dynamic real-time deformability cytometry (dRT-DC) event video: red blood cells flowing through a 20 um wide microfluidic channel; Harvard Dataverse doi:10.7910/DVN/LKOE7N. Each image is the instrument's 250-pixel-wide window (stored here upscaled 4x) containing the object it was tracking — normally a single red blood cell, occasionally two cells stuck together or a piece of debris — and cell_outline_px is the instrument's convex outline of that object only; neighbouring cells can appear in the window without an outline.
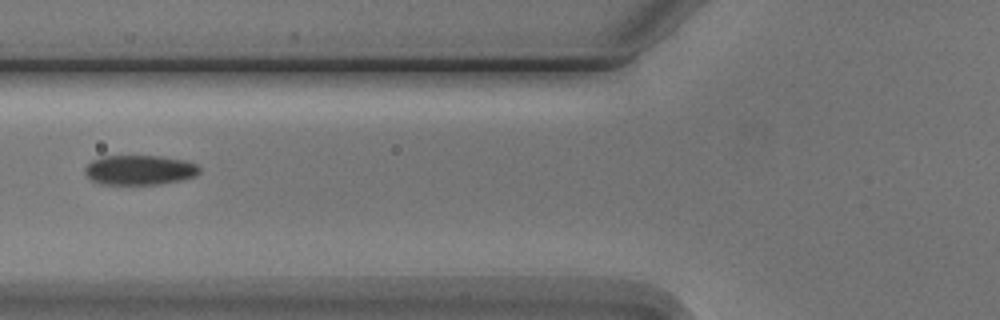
{"species": "Egyptian fruit bat (a non-hibernating species)", "species_latin": "Rousettus aegyptiacus", "temperature_condition": "cold", "stored_images_in_passage": 5, "camera_frame_rate_fps": 3000, "um_per_image_px": 0.085, "animal": {"sex": "male"}, "frame": {"image": 1, "passage_image": 5, "time_ms": 4.333, "image_size_px": [1000, 320], "cell_outline_px": [[200, 172], [196, 176], [180, 180], [160, 184], [100, 184], [92, 180], [84, 172], [84, 168], [92, 160], [104, 156], [160, 156], [184, 160], [196, 164], [200, 168]], "centroid_in_image_um": [11.87, 14.45], "position_along_channel_um": 113.9, "area_um2": 19.83}}